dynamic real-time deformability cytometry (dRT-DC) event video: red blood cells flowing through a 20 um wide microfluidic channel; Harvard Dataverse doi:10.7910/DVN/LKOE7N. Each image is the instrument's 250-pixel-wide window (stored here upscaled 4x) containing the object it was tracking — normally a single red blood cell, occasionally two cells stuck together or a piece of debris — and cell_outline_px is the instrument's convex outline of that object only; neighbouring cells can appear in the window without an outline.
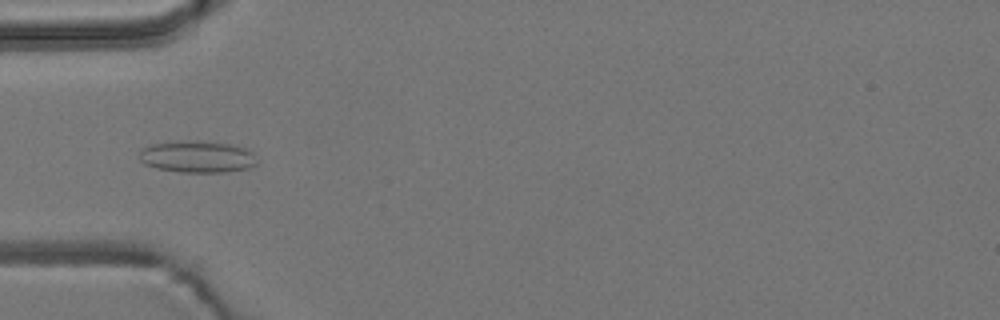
{"species": "common noctule bat (a hibernating species)", "species_latin": "Nyctalus noctula", "temperature_condition": "room temperature", "stored_images_in_passage": 8, "camera_frame_rate_fps": 3000, "um_per_image_px": 0.085, "animal": {"sex": "male", "body_mass_g": 19.2, "forearm_length_mm": 51.8}, "frame": {"image": 1, "passage_image": 5, "time_ms": 1.333, "image_size_px": [1000, 320], "cell_outline_px": [[256, 164], [248, 168], [224, 172], [180, 172], [156, 168], [144, 164], [140, 160], [140, 148], [148, 144], [188, 140], [196, 140], [228, 144], [244, 148], [252, 152]], "centroid_in_image_um": [16.7, 13.31], "position_along_channel_um": 68.3, "area_um2": 21.79}}
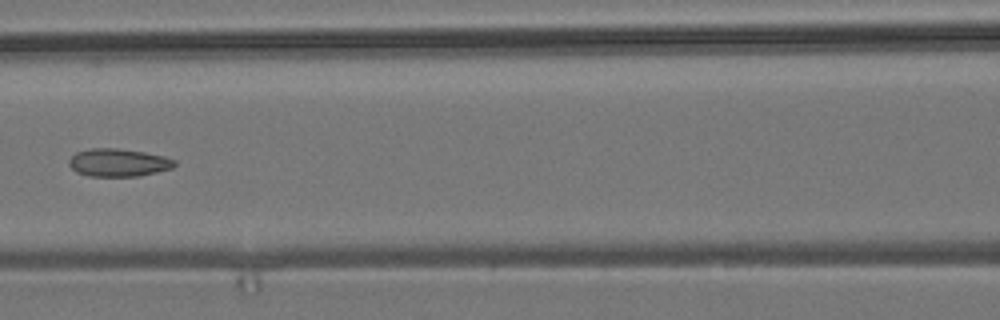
{"frame": {"image": 2, "passage_image": 7, "time_ms": 2.0, "image_size_px": [1000, 320], "cell_outline_px": [[176, 164], [172, 168], [140, 176], [88, 176], [76, 172], [68, 164], [68, 160], [76, 152], [92, 148], [116, 148], [144, 152], [164, 156], [176, 160]], "centroid_in_image_um": [10.05, 13.82], "position_along_channel_um": 156.5, "area_um2": 17.17}}
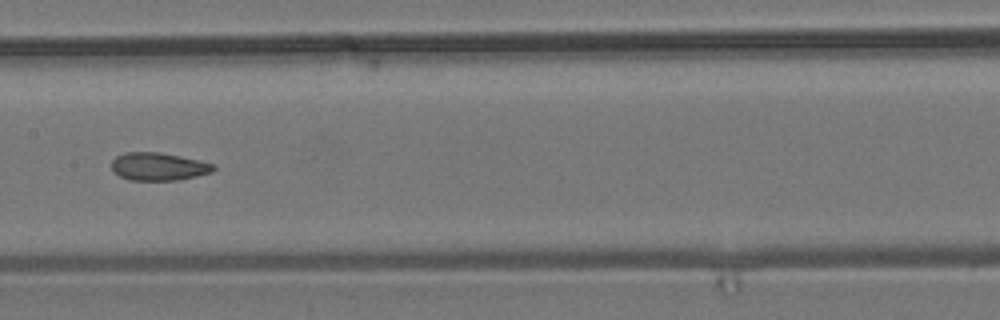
{"frame": {"image": 3, "passage_image": 8, "time_ms": 2.333, "image_size_px": [1000, 320], "cell_outline_px": [[216, 168], [212, 172], [180, 180], [128, 180], [112, 172], [112, 160], [116, 156], [124, 152], [160, 152], [200, 160], [216, 164]], "centroid_in_image_um": [13.48, 14.15], "position_along_channel_um": 193.9, "area_um2": 16.76}}